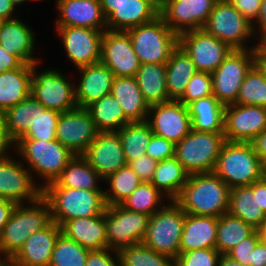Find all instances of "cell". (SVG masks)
Wrapping results in <instances>:
<instances>
[{
	"instance_id": "f546056e",
	"label": "cell",
	"mask_w": 266,
	"mask_h": 266,
	"mask_svg": "<svg viewBox=\"0 0 266 266\" xmlns=\"http://www.w3.org/2000/svg\"><path fill=\"white\" fill-rule=\"evenodd\" d=\"M228 212L239 217L254 229L266 221V214L259 207L258 180L250 186L231 188Z\"/></svg>"
},
{
	"instance_id": "277c9868",
	"label": "cell",
	"mask_w": 266,
	"mask_h": 266,
	"mask_svg": "<svg viewBox=\"0 0 266 266\" xmlns=\"http://www.w3.org/2000/svg\"><path fill=\"white\" fill-rule=\"evenodd\" d=\"M213 172L231 189L261 179L264 165L249 142L225 141Z\"/></svg>"
},
{
	"instance_id": "f1b7e54d",
	"label": "cell",
	"mask_w": 266,
	"mask_h": 266,
	"mask_svg": "<svg viewBox=\"0 0 266 266\" xmlns=\"http://www.w3.org/2000/svg\"><path fill=\"white\" fill-rule=\"evenodd\" d=\"M111 94L131 122L146 121L149 105L144 100L135 77H115Z\"/></svg>"
},
{
	"instance_id": "753ad0ef",
	"label": "cell",
	"mask_w": 266,
	"mask_h": 266,
	"mask_svg": "<svg viewBox=\"0 0 266 266\" xmlns=\"http://www.w3.org/2000/svg\"><path fill=\"white\" fill-rule=\"evenodd\" d=\"M261 41L266 45V36Z\"/></svg>"
},
{
	"instance_id": "3957f363",
	"label": "cell",
	"mask_w": 266,
	"mask_h": 266,
	"mask_svg": "<svg viewBox=\"0 0 266 266\" xmlns=\"http://www.w3.org/2000/svg\"><path fill=\"white\" fill-rule=\"evenodd\" d=\"M42 196L50 205L52 221L59 226L74 218L102 215L107 206L104 190L43 187Z\"/></svg>"
},
{
	"instance_id": "e0dca14e",
	"label": "cell",
	"mask_w": 266,
	"mask_h": 266,
	"mask_svg": "<svg viewBox=\"0 0 266 266\" xmlns=\"http://www.w3.org/2000/svg\"><path fill=\"white\" fill-rule=\"evenodd\" d=\"M98 134L86 108L76 107L60 114L56 140L75 155H83Z\"/></svg>"
},
{
	"instance_id": "8d00e7d4",
	"label": "cell",
	"mask_w": 266,
	"mask_h": 266,
	"mask_svg": "<svg viewBox=\"0 0 266 266\" xmlns=\"http://www.w3.org/2000/svg\"><path fill=\"white\" fill-rule=\"evenodd\" d=\"M86 109L90 113L98 132L118 131L131 122L111 93L94 101Z\"/></svg>"
},
{
	"instance_id": "cb8c5ba5",
	"label": "cell",
	"mask_w": 266,
	"mask_h": 266,
	"mask_svg": "<svg viewBox=\"0 0 266 266\" xmlns=\"http://www.w3.org/2000/svg\"><path fill=\"white\" fill-rule=\"evenodd\" d=\"M79 84L75 85L77 107L86 108L94 101L111 93L115 75L102 62L77 68Z\"/></svg>"
},
{
	"instance_id": "11a10c76",
	"label": "cell",
	"mask_w": 266,
	"mask_h": 266,
	"mask_svg": "<svg viewBox=\"0 0 266 266\" xmlns=\"http://www.w3.org/2000/svg\"><path fill=\"white\" fill-rule=\"evenodd\" d=\"M25 62L17 55L9 54L0 45V74L5 71L14 70L22 67Z\"/></svg>"
},
{
	"instance_id": "7c38bea8",
	"label": "cell",
	"mask_w": 266,
	"mask_h": 266,
	"mask_svg": "<svg viewBox=\"0 0 266 266\" xmlns=\"http://www.w3.org/2000/svg\"><path fill=\"white\" fill-rule=\"evenodd\" d=\"M253 65V49L233 50L211 74L213 95L224 106L236 102L240 87Z\"/></svg>"
},
{
	"instance_id": "836d02e7",
	"label": "cell",
	"mask_w": 266,
	"mask_h": 266,
	"mask_svg": "<svg viewBox=\"0 0 266 266\" xmlns=\"http://www.w3.org/2000/svg\"><path fill=\"white\" fill-rule=\"evenodd\" d=\"M99 180L104 179L89 165L82 155H75L67 164L61 175L45 187H67L84 190H102Z\"/></svg>"
},
{
	"instance_id": "ffe728a7",
	"label": "cell",
	"mask_w": 266,
	"mask_h": 266,
	"mask_svg": "<svg viewBox=\"0 0 266 266\" xmlns=\"http://www.w3.org/2000/svg\"><path fill=\"white\" fill-rule=\"evenodd\" d=\"M264 130H266V107L236 103L225 107V141L249 142Z\"/></svg>"
},
{
	"instance_id": "34e18365",
	"label": "cell",
	"mask_w": 266,
	"mask_h": 266,
	"mask_svg": "<svg viewBox=\"0 0 266 266\" xmlns=\"http://www.w3.org/2000/svg\"><path fill=\"white\" fill-rule=\"evenodd\" d=\"M6 258L0 257V264L5 260Z\"/></svg>"
},
{
	"instance_id": "44dd1931",
	"label": "cell",
	"mask_w": 266,
	"mask_h": 266,
	"mask_svg": "<svg viewBox=\"0 0 266 266\" xmlns=\"http://www.w3.org/2000/svg\"><path fill=\"white\" fill-rule=\"evenodd\" d=\"M82 156L104 180L127 165L117 131L98 132Z\"/></svg>"
},
{
	"instance_id": "b9f144b4",
	"label": "cell",
	"mask_w": 266,
	"mask_h": 266,
	"mask_svg": "<svg viewBox=\"0 0 266 266\" xmlns=\"http://www.w3.org/2000/svg\"><path fill=\"white\" fill-rule=\"evenodd\" d=\"M121 266H175V259L157 253L143 242L118 251Z\"/></svg>"
},
{
	"instance_id": "6da1fadb",
	"label": "cell",
	"mask_w": 266,
	"mask_h": 266,
	"mask_svg": "<svg viewBox=\"0 0 266 266\" xmlns=\"http://www.w3.org/2000/svg\"><path fill=\"white\" fill-rule=\"evenodd\" d=\"M230 190L214 172L191 174L174 201L186 214L219 218L229 210Z\"/></svg>"
},
{
	"instance_id": "03108f58",
	"label": "cell",
	"mask_w": 266,
	"mask_h": 266,
	"mask_svg": "<svg viewBox=\"0 0 266 266\" xmlns=\"http://www.w3.org/2000/svg\"><path fill=\"white\" fill-rule=\"evenodd\" d=\"M258 201L259 207L266 214V177L263 176L258 180Z\"/></svg>"
},
{
	"instance_id": "ac0fdd59",
	"label": "cell",
	"mask_w": 266,
	"mask_h": 266,
	"mask_svg": "<svg viewBox=\"0 0 266 266\" xmlns=\"http://www.w3.org/2000/svg\"><path fill=\"white\" fill-rule=\"evenodd\" d=\"M100 62L108 67L115 77H135L141 66L125 31H104Z\"/></svg>"
},
{
	"instance_id": "681fc988",
	"label": "cell",
	"mask_w": 266,
	"mask_h": 266,
	"mask_svg": "<svg viewBox=\"0 0 266 266\" xmlns=\"http://www.w3.org/2000/svg\"><path fill=\"white\" fill-rule=\"evenodd\" d=\"M146 155L157 161L173 158L175 157V144L153 134L146 147Z\"/></svg>"
},
{
	"instance_id": "30bf717a",
	"label": "cell",
	"mask_w": 266,
	"mask_h": 266,
	"mask_svg": "<svg viewBox=\"0 0 266 266\" xmlns=\"http://www.w3.org/2000/svg\"><path fill=\"white\" fill-rule=\"evenodd\" d=\"M38 63L32 64L30 95L45 108L60 113L77 107L75 86L57 69L37 73Z\"/></svg>"
},
{
	"instance_id": "be15d7a7",
	"label": "cell",
	"mask_w": 266,
	"mask_h": 266,
	"mask_svg": "<svg viewBox=\"0 0 266 266\" xmlns=\"http://www.w3.org/2000/svg\"><path fill=\"white\" fill-rule=\"evenodd\" d=\"M14 10H16V8L12 4L11 0H0V21L18 18L16 15L18 12H15Z\"/></svg>"
},
{
	"instance_id": "94428289",
	"label": "cell",
	"mask_w": 266,
	"mask_h": 266,
	"mask_svg": "<svg viewBox=\"0 0 266 266\" xmlns=\"http://www.w3.org/2000/svg\"><path fill=\"white\" fill-rule=\"evenodd\" d=\"M250 266H266V245L261 241L251 250Z\"/></svg>"
},
{
	"instance_id": "9c48e42d",
	"label": "cell",
	"mask_w": 266,
	"mask_h": 266,
	"mask_svg": "<svg viewBox=\"0 0 266 266\" xmlns=\"http://www.w3.org/2000/svg\"><path fill=\"white\" fill-rule=\"evenodd\" d=\"M228 44L233 50H246V42L255 36L253 25L228 0H218L202 28Z\"/></svg>"
},
{
	"instance_id": "d6a6232c",
	"label": "cell",
	"mask_w": 266,
	"mask_h": 266,
	"mask_svg": "<svg viewBox=\"0 0 266 266\" xmlns=\"http://www.w3.org/2000/svg\"><path fill=\"white\" fill-rule=\"evenodd\" d=\"M197 71L189 55L178 45L166 63V89L170 100H179L183 96Z\"/></svg>"
},
{
	"instance_id": "74e56055",
	"label": "cell",
	"mask_w": 266,
	"mask_h": 266,
	"mask_svg": "<svg viewBox=\"0 0 266 266\" xmlns=\"http://www.w3.org/2000/svg\"><path fill=\"white\" fill-rule=\"evenodd\" d=\"M256 229L239 217L224 213L218 218L217 239L215 249L226 255L240 241L249 237Z\"/></svg>"
},
{
	"instance_id": "5bb4252c",
	"label": "cell",
	"mask_w": 266,
	"mask_h": 266,
	"mask_svg": "<svg viewBox=\"0 0 266 266\" xmlns=\"http://www.w3.org/2000/svg\"><path fill=\"white\" fill-rule=\"evenodd\" d=\"M24 163L8 157L0 160V196L15 204L31 203L42 197L43 188ZM40 185V186H39Z\"/></svg>"
},
{
	"instance_id": "8992f818",
	"label": "cell",
	"mask_w": 266,
	"mask_h": 266,
	"mask_svg": "<svg viewBox=\"0 0 266 266\" xmlns=\"http://www.w3.org/2000/svg\"><path fill=\"white\" fill-rule=\"evenodd\" d=\"M141 64L167 63L179 45L175 34L158 16L154 21L129 28L125 31Z\"/></svg>"
},
{
	"instance_id": "f907efd6",
	"label": "cell",
	"mask_w": 266,
	"mask_h": 266,
	"mask_svg": "<svg viewBox=\"0 0 266 266\" xmlns=\"http://www.w3.org/2000/svg\"><path fill=\"white\" fill-rule=\"evenodd\" d=\"M258 241L259 237L257 231L255 230L249 237L240 241L226 255L241 263L243 266H250L251 250L254 249Z\"/></svg>"
},
{
	"instance_id": "6125c7cd",
	"label": "cell",
	"mask_w": 266,
	"mask_h": 266,
	"mask_svg": "<svg viewBox=\"0 0 266 266\" xmlns=\"http://www.w3.org/2000/svg\"><path fill=\"white\" fill-rule=\"evenodd\" d=\"M16 204L0 196V232L8 222Z\"/></svg>"
},
{
	"instance_id": "7bdbcfd3",
	"label": "cell",
	"mask_w": 266,
	"mask_h": 266,
	"mask_svg": "<svg viewBox=\"0 0 266 266\" xmlns=\"http://www.w3.org/2000/svg\"><path fill=\"white\" fill-rule=\"evenodd\" d=\"M163 196L152 183L142 182L120 205L126 210L152 216L162 208L159 205L165 199Z\"/></svg>"
},
{
	"instance_id": "4316f807",
	"label": "cell",
	"mask_w": 266,
	"mask_h": 266,
	"mask_svg": "<svg viewBox=\"0 0 266 266\" xmlns=\"http://www.w3.org/2000/svg\"><path fill=\"white\" fill-rule=\"evenodd\" d=\"M32 29L19 18L0 21V45L9 53L17 55L25 63L36 64L34 55L35 36Z\"/></svg>"
},
{
	"instance_id": "8fae6325",
	"label": "cell",
	"mask_w": 266,
	"mask_h": 266,
	"mask_svg": "<svg viewBox=\"0 0 266 266\" xmlns=\"http://www.w3.org/2000/svg\"><path fill=\"white\" fill-rule=\"evenodd\" d=\"M149 215L126 210L121 205L106 206L105 231L108 248L120 249L142 243L147 233Z\"/></svg>"
},
{
	"instance_id": "2e32d148",
	"label": "cell",
	"mask_w": 266,
	"mask_h": 266,
	"mask_svg": "<svg viewBox=\"0 0 266 266\" xmlns=\"http://www.w3.org/2000/svg\"><path fill=\"white\" fill-rule=\"evenodd\" d=\"M146 122L153 134L174 144L179 143L191 131L188 106L178 100L150 106Z\"/></svg>"
},
{
	"instance_id": "f6af8a7d",
	"label": "cell",
	"mask_w": 266,
	"mask_h": 266,
	"mask_svg": "<svg viewBox=\"0 0 266 266\" xmlns=\"http://www.w3.org/2000/svg\"><path fill=\"white\" fill-rule=\"evenodd\" d=\"M235 103L266 107V79L255 64L248 71Z\"/></svg>"
},
{
	"instance_id": "2644e50d",
	"label": "cell",
	"mask_w": 266,
	"mask_h": 266,
	"mask_svg": "<svg viewBox=\"0 0 266 266\" xmlns=\"http://www.w3.org/2000/svg\"><path fill=\"white\" fill-rule=\"evenodd\" d=\"M27 1H29V0H11L12 4L15 6V8L18 5H21L22 3L27 2ZM33 1H36V0H33Z\"/></svg>"
},
{
	"instance_id": "e7e4bbea",
	"label": "cell",
	"mask_w": 266,
	"mask_h": 266,
	"mask_svg": "<svg viewBox=\"0 0 266 266\" xmlns=\"http://www.w3.org/2000/svg\"><path fill=\"white\" fill-rule=\"evenodd\" d=\"M128 0H100L102 12L105 18H107L116 7L122 5Z\"/></svg>"
},
{
	"instance_id": "484cf974",
	"label": "cell",
	"mask_w": 266,
	"mask_h": 266,
	"mask_svg": "<svg viewBox=\"0 0 266 266\" xmlns=\"http://www.w3.org/2000/svg\"><path fill=\"white\" fill-rule=\"evenodd\" d=\"M61 233L86 249L102 250L108 248L105 231V210L102 215L79 217L64 222Z\"/></svg>"
},
{
	"instance_id": "89a4df30",
	"label": "cell",
	"mask_w": 266,
	"mask_h": 266,
	"mask_svg": "<svg viewBox=\"0 0 266 266\" xmlns=\"http://www.w3.org/2000/svg\"><path fill=\"white\" fill-rule=\"evenodd\" d=\"M0 266H21L17 263H15L11 258H6Z\"/></svg>"
},
{
	"instance_id": "60d3db41",
	"label": "cell",
	"mask_w": 266,
	"mask_h": 266,
	"mask_svg": "<svg viewBox=\"0 0 266 266\" xmlns=\"http://www.w3.org/2000/svg\"><path fill=\"white\" fill-rule=\"evenodd\" d=\"M109 184V191H104L107 206L120 205L142 183L137 174L127 165L117 172L110 174L105 183Z\"/></svg>"
},
{
	"instance_id": "7402d4cb",
	"label": "cell",
	"mask_w": 266,
	"mask_h": 266,
	"mask_svg": "<svg viewBox=\"0 0 266 266\" xmlns=\"http://www.w3.org/2000/svg\"><path fill=\"white\" fill-rule=\"evenodd\" d=\"M60 16L56 27H88L107 30L100 0H56Z\"/></svg>"
},
{
	"instance_id": "f5cc1de1",
	"label": "cell",
	"mask_w": 266,
	"mask_h": 266,
	"mask_svg": "<svg viewBox=\"0 0 266 266\" xmlns=\"http://www.w3.org/2000/svg\"><path fill=\"white\" fill-rule=\"evenodd\" d=\"M111 254H114L115 257ZM85 266H121L119 253L117 250L110 248L89 251Z\"/></svg>"
},
{
	"instance_id": "4fadbf2b",
	"label": "cell",
	"mask_w": 266,
	"mask_h": 266,
	"mask_svg": "<svg viewBox=\"0 0 266 266\" xmlns=\"http://www.w3.org/2000/svg\"><path fill=\"white\" fill-rule=\"evenodd\" d=\"M218 0H160L159 16L177 35L200 30Z\"/></svg>"
},
{
	"instance_id": "bcb514c9",
	"label": "cell",
	"mask_w": 266,
	"mask_h": 266,
	"mask_svg": "<svg viewBox=\"0 0 266 266\" xmlns=\"http://www.w3.org/2000/svg\"><path fill=\"white\" fill-rule=\"evenodd\" d=\"M60 112L45 108L38 102L37 119L19 140H56L57 122Z\"/></svg>"
},
{
	"instance_id": "52a82bcc",
	"label": "cell",
	"mask_w": 266,
	"mask_h": 266,
	"mask_svg": "<svg viewBox=\"0 0 266 266\" xmlns=\"http://www.w3.org/2000/svg\"><path fill=\"white\" fill-rule=\"evenodd\" d=\"M149 218L143 243L157 253L174 259L180 254V240L186 213L174 201L169 200Z\"/></svg>"
},
{
	"instance_id": "ba28073f",
	"label": "cell",
	"mask_w": 266,
	"mask_h": 266,
	"mask_svg": "<svg viewBox=\"0 0 266 266\" xmlns=\"http://www.w3.org/2000/svg\"><path fill=\"white\" fill-rule=\"evenodd\" d=\"M224 133L191 130L175 144V158L191 174L214 171L222 145Z\"/></svg>"
},
{
	"instance_id": "db71d44e",
	"label": "cell",
	"mask_w": 266,
	"mask_h": 266,
	"mask_svg": "<svg viewBox=\"0 0 266 266\" xmlns=\"http://www.w3.org/2000/svg\"><path fill=\"white\" fill-rule=\"evenodd\" d=\"M252 24L259 15L262 0H228Z\"/></svg>"
},
{
	"instance_id": "003e7915",
	"label": "cell",
	"mask_w": 266,
	"mask_h": 266,
	"mask_svg": "<svg viewBox=\"0 0 266 266\" xmlns=\"http://www.w3.org/2000/svg\"><path fill=\"white\" fill-rule=\"evenodd\" d=\"M218 266H243V265L231 259L227 255H221L218 261Z\"/></svg>"
},
{
	"instance_id": "7dc6e473",
	"label": "cell",
	"mask_w": 266,
	"mask_h": 266,
	"mask_svg": "<svg viewBox=\"0 0 266 266\" xmlns=\"http://www.w3.org/2000/svg\"><path fill=\"white\" fill-rule=\"evenodd\" d=\"M213 95L212 75L207 72L197 71L189 80L185 93L178 100L184 105L192 101Z\"/></svg>"
},
{
	"instance_id": "e575fe53",
	"label": "cell",
	"mask_w": 266,
	"mask_h": 266,
	"mask_svg": "<svg viewBox=\"0 0 266 266\" xmlns=\"http://www.w3.org/2000/svg\"><path fill=\"white\" fill-rule=\"evenodd\" d=\"M135 78L149 107L170 101L166 89V63L141 64Z\"/></svg>"
},
{
	"instance_id": "5b68a950",
	"label": "cell",
	"mask_w": 266,
	"mask_h": 266,
	"mask_svg": "<svg viewBox=\"0 0 266 266\" xmlns=\"http://www.w3.org/2000/svg\"><path fill=\"white\" fill-rule=\"evenodd\" d=\"M31 173L44 179L41 187L54 182L67 166L74 154L58 140H18L15 147Z\"/></svg>"
},
{
	"instance_id": "83f0119b",
	"label": "cell",
	"mask_w": 266,
	"mask_h": 266,
	"mask_svg": "<svg viewBox=\"0 0 266 266\" xmlns=\"http://www.w3.org/2000/svg\"><path fill=\"white\" fill-rule=\"evenodd\" d=\"M217 228L216 217L186 214L180 240V254L203 248L215 249Z\"/></svg>"
},
{
	"instance_id": "7a4b0ae2",
	"label": "cell",
	"mask_w": 266,
	"mask_h": 266,
	"mask_svg": "<svg viewBox=\"0 0 266 266\" xmlns=\"http://www.w3.org/2000/svg\"><path fill=\"white\" fill-rule=\"evenodd\" d=\"M24 204H16L0 232L2 258H12L32 233L46 228L52 222L50 205L43 196L26 206Z\"/></svg>"
},
{
	"instance_id": "d590c367",
	"label": "cell",
	"mask_w": 266,
	"mask_h": 266,
	"mask_svg": "<svg viewBox=\"0 0 266 266\" xmlns=\"http://www.w3.org/2000/svg\"><path fill=\"white\" fill-rule=\"evenodd\" d=\"M189 173L175 157L158 161L151 183L167 201L175 200L187 183Z\"/></svg>"
},
{
	"instance_id": "603a6c76",
	"label": "cell",
	"mask_w": 266,
	"mask_h": 266,
	"mask_svg": "<svg viewBox=\"0 0 266 266\" xmlns=\"http://www.w3.org/2000/svg\"><path fill=\"white\" fill-rule=\"evenodd\" d=\"M60 234L61 227L52 221L46 228L32 233L11 259L21 266H49Z\"/></svg>"
},
{
	"instance_id": "9a60e30c",
	"label": "cell",
	"mask_w": 266,
	"mask_h": 266,
	"mask_svg": "<svg viewBox=\"0 0 266 266\" xmlns=\"http://www.w3.org/2000/svg\"><path fill=\"white\" fill-rule=\"evenodd\" d=\"M179 45L189 55L198 71L212 74L233 51L226 43L203 29L179 35Z\"/></svg>"
},
{
	"instance_id": "ee69618b",
	"label": "cell",
	"mask_w": 266,
	"mask_h": 266,
	"mask_svg": "<svg viewBox=\"0 0 266 266\" xmlns=\"http://www.w3.org/2000/svg\"><path fill=\"white\" fill-rule=\"evenodd\" d=\"M89 251L61 233L56 240L49 266H85Z\"/></svg>"
},
{
	"instance_id": "d4e9b609",
	"label": "cell",
	"mask_w": 266,
	"mask_h": 266,
	"mask_svg": "<svg viewBox=\"0 0 266 266\" xmlns=\"http://www.w3.org/2000/svg\"><path fill=\"white\" fill-rule=\"evenodd\" d=\"M158 0H128L106 18L110 31H126L129 28L154 21L159 16Z\"/></svg>"
},
{
	"instance_id": "d6986e66",
	"label": "cell",
	"mask_w": 266,
	"mask_h": 266,
	"mask_svg": "<svg viewBox=\"0 0 266 266\" xmlns=\"http://www.w3.org/2000/svg\"><path fill=\"white\" fill-rule=\"evenodd\" d=\"M67 57L77 68L99 63L104 32L88 27H56Z\"/></svg>"
},
{
	"instance_id": "680465c9",
	"label": "cell",
	"mask_w": 266,
	"mask_h": 266,
	"mask_svg": "<svg viewBox=\"0 0 266 266\" xmlns=\"http://www.w3.org/2000/svg\"><path fill=\"white\" fill-rule=\"evenodd\" d=\"M254 54V64L262 72L263 76L266 79V45L258 40V43L255 44L253 48Z\"/></svg>"
},
{
	"instance_id": "8c879c8a",
	"label": "cell",
	"mask_w": 266,
	"mask_h": 266,
	"mask_svg": "<svg viewBox=\"0 0 266 266\" xmlns=\"http://www.w3.org/2000/svg\"><path fill=\"white\" fill-rule=\"evenodd\" d=\"M264 165V176L266 177V161L263 163Z\"/></svg>"
},
{
	"instance_id": "6f0895ef",
	"label": "cell",
	"mask_w": 266,
	"mask_h": 266,
	"mask_svg": "<svg viewBox=\"0 0 266 266\" xmlns=\"http://www.w3.org/2000/svg\"><path fill=\"white\" fill-rule=\"evenodd\" d=\"M249 143L253 152L264 163L266 161V130L254 136Z\"/></svg>"
},
{
	"instance_id": "ab89813d",
	"label": "cell",
	"mask_w": 266,
	"mask_h": 266,
	"mask_svg": "<svg viewBox=\"0 0 266 266\" xmlns=\"http://www.w3.org/2000/svg\"><path fill=\"white\" fill-rule=\"evenodd\" d=\"M127 164L146 155V147L153 135L149 124L130 122L118 131Z\"/></svg>"
},
{
	"instance_id": "1f68e13d",
	"label": "cell",
	"mask_w": 266,
	"mask_h": 266,
	"mask_svg": "<svg viewBox=\"0 0 266 266\" xmlns=\"http://www.w3.org/2000/svg\"><path fill=\"white\" fill-rule=\"evenodd\" d=\"M191 130L224 133L225 107L214 95L199 98L188 105Z\"/></svg>"
},
{
	"instance_id": "816d5d0a",
	"label": "cell",
	"mask_w": 266,
	"mask_h": 266,
	"mask_svg": "<svg viewBox=\"0 0 266 266\" xmlns=\"http://www.w3.org/2000/svg\"><path fill=\"white\" fill-rule=\"evenodd\" d=\"M158 161L144 155L136 160L130 161L128 166L137 174L143 183H151Z\"/></svg>"
},
{
	"instance_id": "91938a15",
	"label": "cell",
	"mask_w": 266,
	"mask_h": 266,
	"mask_svg": "<svg viewBox=\"0 0 266 266\" xmlns=\"http://www.w3.org/2000/svg\"><path fill=\"white\" fill-rule=\"evenodd\" d=\"M255 22L256 24H252L253 30L255 35H258L259 39L257 40L261 41L266 36V0H262L260 12Z\"/></svg>"
},
{
	"instance_id": "4dcf8cb0",
	"label": "cell",
	"mask_w": 266,
	"mask_h": 266,
	"mask_svg": "<svg viewBox=\"0 0 266 266\" xmlns=\"http://www.w3.org/2000/svg\"><path fill=\"white\" fill-rule=\"evenodd\" d=\"M32 64L0 74V114L30 96Z\"/></svg>"
},
{
	"instance_id": "9f6ffc18",
	"label": "cell",
	"mask_w": 266,
	"mask_h": 266,
	"mask_svg": "<svg viewBox=\"0 0 266 266\" xmlns=\"http://www.w3.org/2000/svg\"><path fill=\"white\" fill-rule=\"evenodd\" d=\"M15 146V142L9 137L5 120L0 114V160L10 157L8 149Z\"/></svg>"
},
{
	"instance_id": "c3c4849f",
	"label": "cell",
	"mask_w": 266,
	"mask_h": 266,
	"mask_svg": "<svg viewBox=\"0 0 266 266\" xmlns=\"http://www.w3.org/2000/svg\"><path fill=\"white\" fill-rule=\"evenodd\" d=\"M220 256L216 249L210 248L182 252L175 259V266H218Z\"/></svg>"
},
{
	"instance_id": "a7ac6f4b",
	"label": "cell",
	"mask_w": 266,
	"mask_h": 266,
	"mask_svg": "<svg viewBox=\"0 0 266 266\" xmlns=\"http://www.w3.org/2000/svg\"><path fill=\"white\" fill-rule=\"evenodd\" d=\"M259 241L266 245V221L256 229Z\"/></svg>"
},
{
	"instance_id": "f35d334b",
	"label": "cell",
	"mask_w": 266,
	"mask_h": 266,
	"mask_svg": "<svg viewBox=\"0 0 266 266\" xmlns=\"http://www.w3.org/2000/svg\"><path fill=\"white\" fill-rule=\"evenodd\" d=\"M38 101L31 95L2 115L9 137L16 143L37 119Z\"/></svg>"
}]
</instances>
